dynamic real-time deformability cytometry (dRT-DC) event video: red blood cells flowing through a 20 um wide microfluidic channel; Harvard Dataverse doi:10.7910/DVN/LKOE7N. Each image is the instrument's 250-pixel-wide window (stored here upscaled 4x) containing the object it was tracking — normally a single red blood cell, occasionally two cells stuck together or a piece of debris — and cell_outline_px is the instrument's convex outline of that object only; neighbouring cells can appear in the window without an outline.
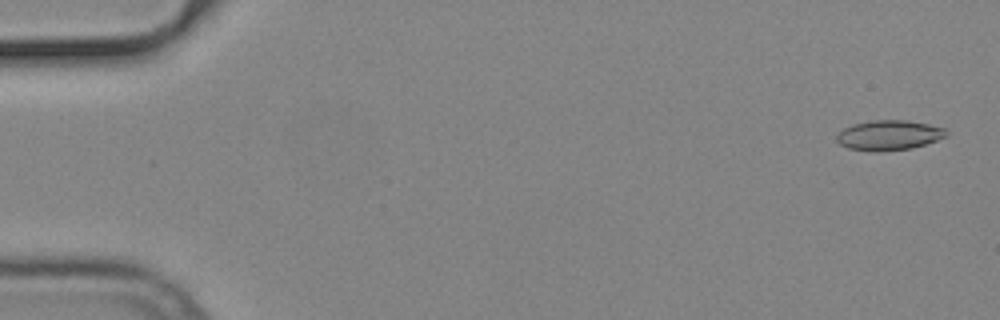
{"species": "common noctule bat (a hibernating species)", "species_latin": "Nyctalus noctula", "temperature_condition": "cold", "stored_images_in_passage": 54, "camera_frame_rate_fps": 3000, "um_per_image_px": 0.085, "animal": {"sex": "male", "body_mass_g": 19.2, "forearm_length_mm": 51.8}, "frame": {"image": 1, "passage_image": 2, "time_ms": 0.333, "image_size_px": [1000, 320], "cell_outline_px": [[948, 136], [912, 148], [872, 152], [868, 152], [848, 148], [840, 144], [836, 140], [836, 136], [844, 128], [852, 124], [872, 120], [908, 120], [928, 124], [944, 128], [948, 132]], "centroid_in_image_um": [75.54, 11.49], "position_along_channel_um": 9.5, "area_um2": 19.19}}
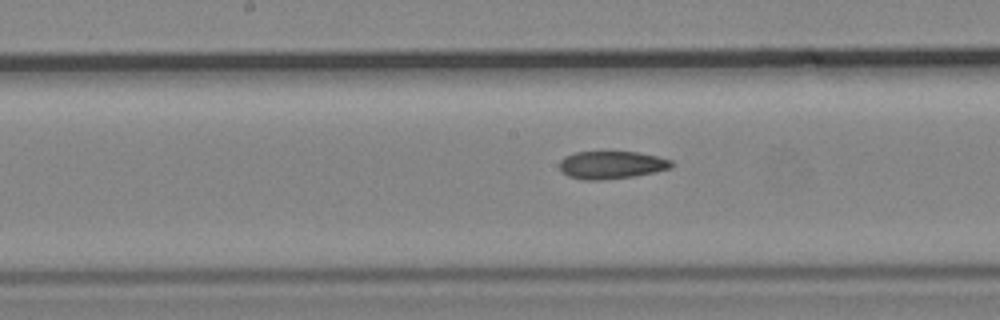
{"frame": {"image": 2, "passage_image": 28, "time_ms": 9.0, "image_size_px": [1000, 320], "cell_outline_px": [[672, 168], [636, 176], [604, 180], [584, 180], [568, 176], [560, 172], [560, 160], [564, 156], [576, 152], [636, 152], [656, 156], [672, 160]], "centroid_in_image_um": [51.95, 14.03], "position_along_channel_um": 196.2, "area_um2": 18.21}}
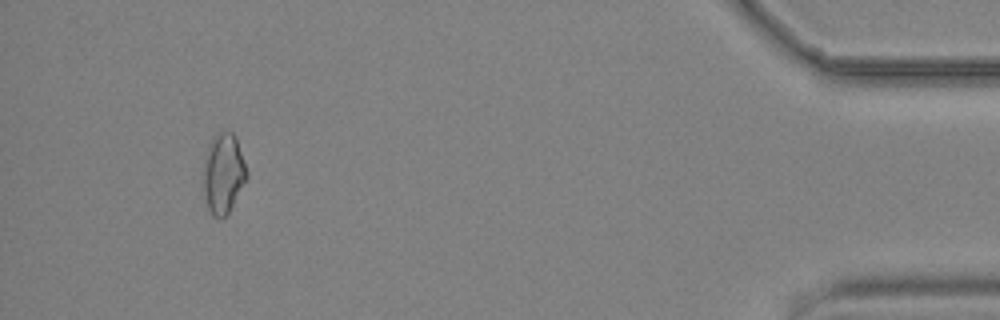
{"frame": {"image": 3, "passage_image": 51, "time_ms": 16.667, "image_size_px": [1000, 320], "cell_outline_px": [[248, 176], [228, 212], [220, 220], [212, 216], [208, 208], [204, 192], [204, 160], [208, 144], [212, 136], [216, 132], [232, 132], [236, 140], [248, 172]], "centroid_in_image_um": [18.96, 14.73], "position_along_channel_um": 416.2, "area_um2": 20.0}}